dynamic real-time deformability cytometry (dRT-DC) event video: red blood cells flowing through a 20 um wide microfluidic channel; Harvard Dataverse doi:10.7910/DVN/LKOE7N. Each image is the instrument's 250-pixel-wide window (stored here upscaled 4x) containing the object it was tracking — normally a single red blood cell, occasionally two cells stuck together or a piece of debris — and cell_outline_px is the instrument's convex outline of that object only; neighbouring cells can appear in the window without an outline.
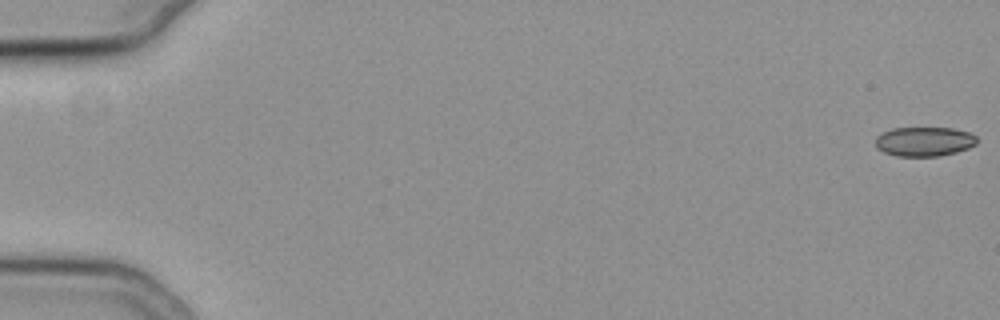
{"species": "common noctule bat (a hibernating species)", "species_latin": "Nyctalus noctula", "temperature_condition": "cold", "stored_images_in_passage": 13, "camera_frame_rate_fps": 3000, "um_per_image_px": 0.085, "animal": {"sex": "female", "body_mass_g": 19.3, "forearm_length_mm": 54.1}, "frame": {"image": 1, "passage_image": 1, "time_ms": 0.0, "image_size_px": [1000, 320], "cell_outline_px": [[976, 144], [968, 148], [956, 152], [940, 156], [896, 156], [884, 152], [876, 148], [876, 136], [892, 128], [952, 128], [968, 132], [976, 136]], "centroid_in_image_um": [78.55, 12.03], "position_along_channel_um": 6.5, "area_um2": 17.34}}